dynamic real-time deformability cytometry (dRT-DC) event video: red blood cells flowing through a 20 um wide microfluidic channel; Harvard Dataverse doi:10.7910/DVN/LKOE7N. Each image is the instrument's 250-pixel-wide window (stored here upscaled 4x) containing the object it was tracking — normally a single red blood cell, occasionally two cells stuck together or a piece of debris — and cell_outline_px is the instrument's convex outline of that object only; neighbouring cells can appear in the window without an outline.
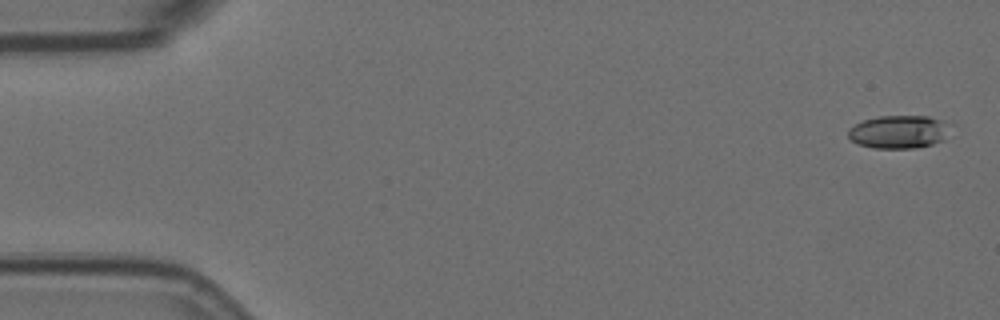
{"species": "Egyptian fruit bat (a non-hibernating species)", "species_latin": "Rousettus aegyptiacus", "temperature_condition": "room temperature", "stored_images_in_passage": 57, "camera_frame_rate_fps": 3000, "um_per_image_px": 0.085, "animal": {"sex": "female"}, "frame": {"image": 1, "passage_image": 2, "time_ms": 0.333, "image_size_px": [1000, 320], "cell_outline_px": [[956, 124], [944, 140], [932, 144], [912, 148], [872, 148], [860, 144], [852, 140], [848, 136], [848, 128], [864, 120], [880, 116], [928, 116], [944, 120]], "centroid_in_image_um": [76.51, 11.19], "position_along_channel_um": 8.5, "area_um2": 20.06}}
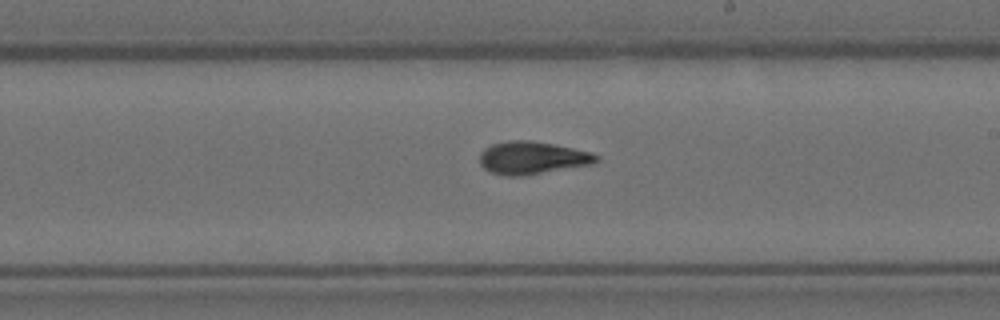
{"frame": {"image": 2, "passage_image": 33, "time_ms": 10.667, "image_size_px": [1000, 320], "cell_outline_px": [[600, 160], [596, 164], [520, 176], [508, 176], [492, 172], [484, 168], [480, 164], [480, 152], [484, 148], [492, 144], [508, 140], [532, 140], [592, 152], [600, 156]], "centroid_in_image_um": [45.28, 13.41], "position_along_channel_um": 243.7, "area_um2": 22.37}}
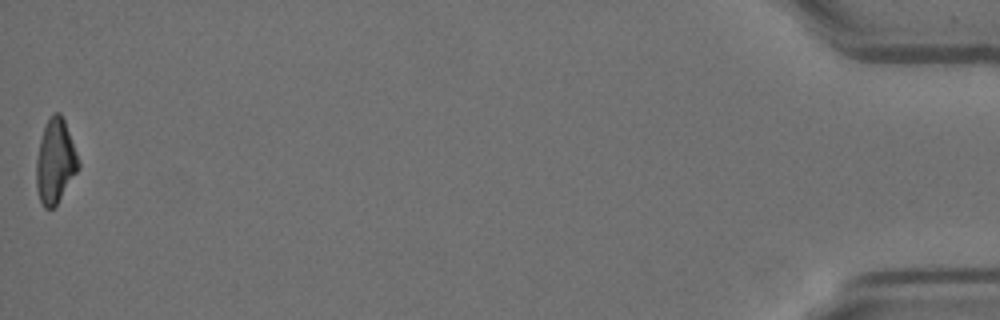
{"frame": {"image": 3, "passage_image": 57, "time_ms": 18.667, "image_size_px": [1000, 320], "cell_outline_px": [[80, 168], [56, 204], [52, 208], [44, 208], [40, 200], [36, 188], [36, 160], [40, 140], [44, 128], [48, 120], [56, 112], [60, 112], [64, 120], [76, 152], [80, 164]], "centroid_in_image_um": [4.69, 13.74], "position_along_channel_um": 430.5, "area_um2": 20.29}, "authors_computed_cell_mechanics": {"area_um2": 20.9814, "velocity_mm_per_s": 3.5801, "shape_relaxation_time_tau1_ms": 6.8044, "shape_relaxation_time_tau2_ms": 2.6389, "deformation_change_tau1": 0.2104, "deformation_change_tau2": 0.1049}}